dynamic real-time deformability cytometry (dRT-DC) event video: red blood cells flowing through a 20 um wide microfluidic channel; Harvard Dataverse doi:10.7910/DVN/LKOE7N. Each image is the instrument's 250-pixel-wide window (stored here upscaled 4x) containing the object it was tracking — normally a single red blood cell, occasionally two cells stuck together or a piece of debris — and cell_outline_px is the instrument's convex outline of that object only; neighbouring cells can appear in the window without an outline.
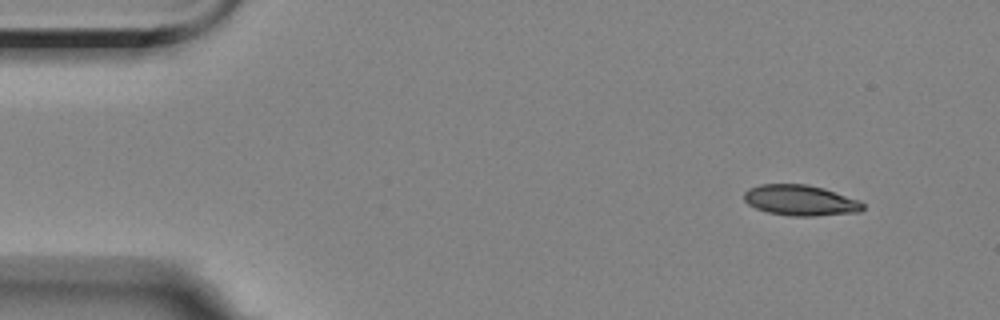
{"species": "Egyptian fruit bat (a non-hibernating species)", "species_latin": "Rousettus aegyptiacus", "temperature_condition": "room temperature", "stored_images_in_passage": 4, "camera_frame_rate_fps": 3000, "um_per_image_px": 0.085, "animal": {"sex": "female"}, "frame": {"image": 1, "passage_image": 1, "time_ms": 0.0, "image_size_px": [1000, 320], "cell_outline_px": [[864, 208], [860, 212], [816, 216], [788, 216], [768, 212], [756, 208], [748, 204], [744, 200], [744, 192], [748, 188], [760, 184], [808, 184], [824, 188], [860, 200], [864, 204]], "centroid_in_image_um": [68.04, 17.03], "position_along_channel_um": 17.0, "area_um2": 21.44}}
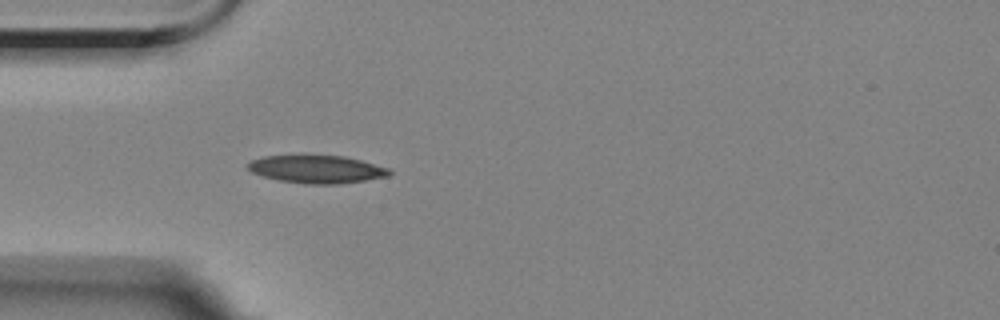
{"frame": {"image": 2, "passage_image": 4, "time_ms": 3.667, "image_size_px": [1000, 320], "cell_outline_px": [[392, 172], [388, 176], [340, 184], [304, 184], [280, 180], [264, 176], [252, 172], [244, 168], [244, 164], [252, 160], [264, 156], [304, 152], [344, 156], [360, 160], [388, 168]], "centroid_in_image_um": [26.83, 14.33], "position_along_channel_um": 58.2, "area_um2": 23.93}}